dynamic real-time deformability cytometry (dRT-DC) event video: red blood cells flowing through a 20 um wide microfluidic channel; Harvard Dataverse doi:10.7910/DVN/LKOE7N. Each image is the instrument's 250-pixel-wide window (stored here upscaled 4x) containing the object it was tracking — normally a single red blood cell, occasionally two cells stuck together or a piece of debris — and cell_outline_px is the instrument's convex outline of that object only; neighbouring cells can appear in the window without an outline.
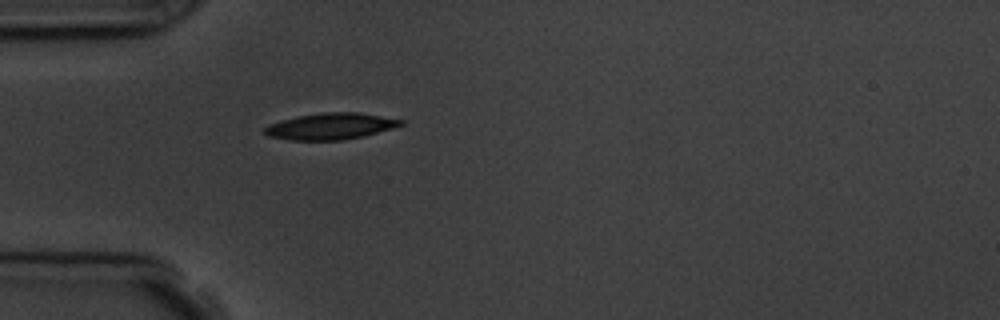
{"species": "common noctule bat (a hibernating species)", "species_latin": "Nyctalus noctula", "temperature_condition": "room temperature", "stored_images_in_passage": 1, "camera_frame_rate_fps": 3000, "um_per_image_px": 0.085, "animal": {"sex": "male", "body_mass_g": 19.5, "forearm_length_mm": 54.6}, "frame": {"image": 1, "passage_image": 1, "time_ms": 0.0, "image_size_px": [1000, 320], "cell_outline_px": [[404, 124], [392, 128], [364, 136], [344, 140], [292, 140], [268, 136], [264, 132], [264, 128], [268, 124], [280, 120], [296, 116], [320, 112], [356, 112], [404, 120]], "centroid_in_image_um": [28.07, 10.73], "position_along_channel_um": 56.9, "area_um2": 20.98}}